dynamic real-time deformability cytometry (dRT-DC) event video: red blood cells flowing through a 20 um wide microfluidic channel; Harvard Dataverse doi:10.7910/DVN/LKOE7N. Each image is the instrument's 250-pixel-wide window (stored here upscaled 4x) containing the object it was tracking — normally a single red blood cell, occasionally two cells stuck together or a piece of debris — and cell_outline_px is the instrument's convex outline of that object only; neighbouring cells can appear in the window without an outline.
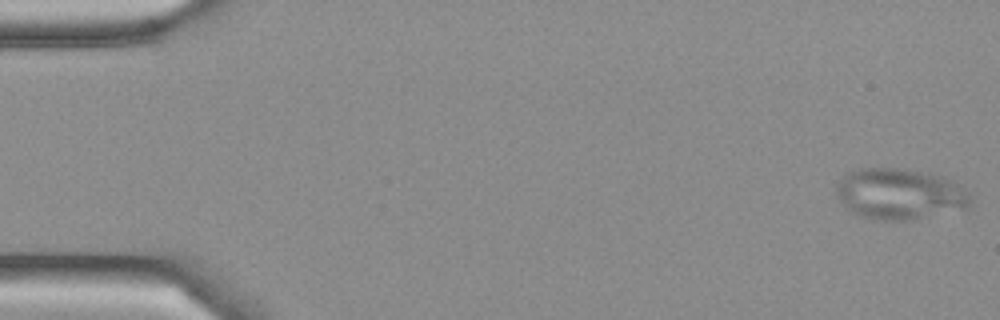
{"species": "Egyptian fruit bat (a non-hibernating species)", "species_latin": "Rousettus aegyptiacus", "temperature_condition": "cold", "stored_images_in_passage": 5, "camera_frame_rate_fps": 3000, "um_per_image_px": 0.085, "frame": {"image": 1, "passage_image": 1, "time_ms": 0.0, "image_size_px": [1000, 320], "cell_outline_px": [[972, 200], [968, 208], [916, 220], [880, 220], [860, 216], [852, 212], [836, 196], [836, 184], [844, 172], [860, 168], [896, 168], [932, 172], [944, 176], [960, 184], [968, 192]], "centroid_in_image_um": [76.5, 16.47], "position_along_channel_um": 8.5, "area_um2": 40.69}}